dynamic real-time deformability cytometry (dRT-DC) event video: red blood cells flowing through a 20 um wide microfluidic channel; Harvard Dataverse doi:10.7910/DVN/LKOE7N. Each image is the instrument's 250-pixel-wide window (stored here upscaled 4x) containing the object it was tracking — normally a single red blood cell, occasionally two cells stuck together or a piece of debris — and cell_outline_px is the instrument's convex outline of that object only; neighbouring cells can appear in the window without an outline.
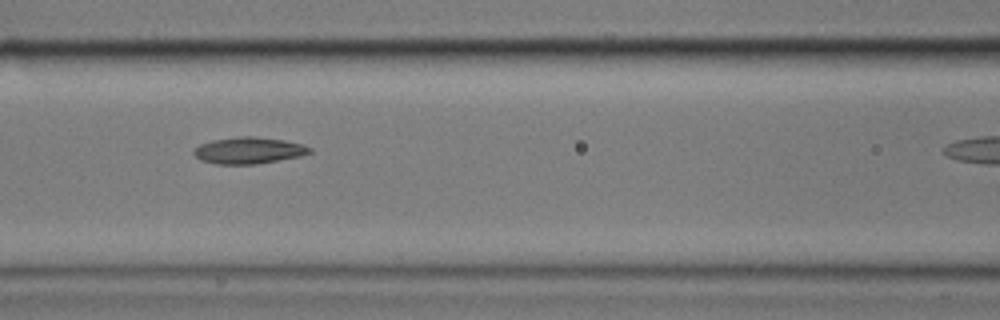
{"species": "common noctule bat (a hibernating species)", "species_latin": "Nyctalus noctula", "temperature_condition": "cold", "stored_images_in_passage": 7, "segment_of_instrument_passage": [1, 2], "camera_frame_rate_fps": 3000, "um_per_image_px": 0.085, "animal": {"sex": "male", "body_mass_g": 17.9}, "frame": {"image": 1, "passage_image": 5, "time_ms": 4.667, "image_size_px": [1000, 320], "cell_outline_px": [[312, 152], [300, 156], [256, 164], [216, 164], [200, 160], [192, 152], [200, 144], [212, 140], [240, 136], [256, 136], [284, 140], [300, 144], [312, 148]], "centroid_in_image_um": [21.13, 12.78], "position_along_channel_um": 145.5, "area_um2": 17.86}}
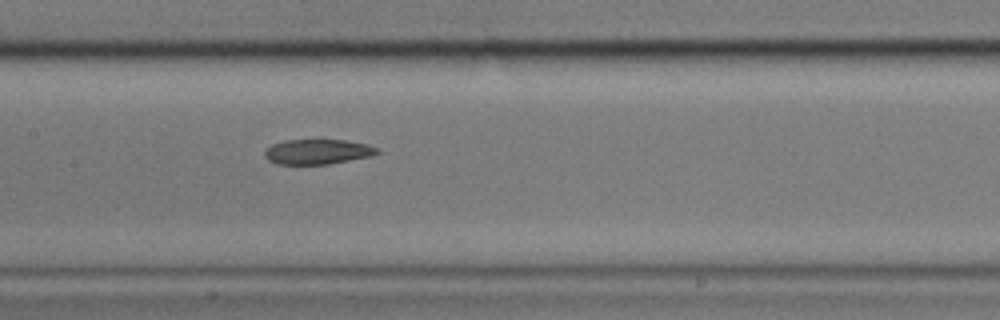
{"frame": {"image": 2, "passage_image": 6, "time_ms": 5.667, "image_size_px": [1000, 320], "cell_outline_px": [[380, 152], [372, 156], [328, 164], [276, 164], [268, 160], [264, 156], [264, 152], [272, 144], [284, 140], [344, 140], [368, 144], [380, 148]], "centroid_in_image_um": [27.02, 12.89], "position_along_channel_um": 180.4, "area_um2": 16.47}}